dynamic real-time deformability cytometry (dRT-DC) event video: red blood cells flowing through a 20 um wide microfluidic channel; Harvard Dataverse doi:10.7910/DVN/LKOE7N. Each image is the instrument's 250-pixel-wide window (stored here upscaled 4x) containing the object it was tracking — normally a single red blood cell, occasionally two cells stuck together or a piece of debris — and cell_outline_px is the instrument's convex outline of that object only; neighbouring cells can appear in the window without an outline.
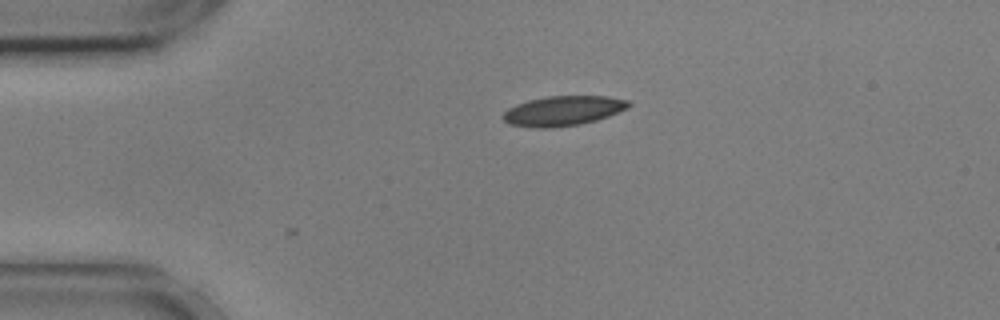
{"species": "common noctule bat (a hibernating species)", "species_latin": "Nyctalus noctula", "temperature_condition": "cold", "stored_images_in_passage": 5, "camera_frame_rate_fps": 3000, "um_per_image_px": 0.085, "animal": {"sex": "male", "body_mass_g": 17.9, "forearm_length_mm": 54.2}, "frame": {"image": 1, "passage_image": 1, "time_ms": 0.0, "image_size_px": [1000, 320], "cell_outline_px": [[632, 104], [628, 108], [608, 116], [596, 120], [580, 124], [552, 128], [536, 128], [508, 124], [500, 116], [508, 108], [516, 104], [528, 100], [548, 96], [608, 96], [628, 100]], "centroid_in_image_um": [47.84, 9.42], "position_along_channel_um": 37.2, "area_um2": 21.96}}